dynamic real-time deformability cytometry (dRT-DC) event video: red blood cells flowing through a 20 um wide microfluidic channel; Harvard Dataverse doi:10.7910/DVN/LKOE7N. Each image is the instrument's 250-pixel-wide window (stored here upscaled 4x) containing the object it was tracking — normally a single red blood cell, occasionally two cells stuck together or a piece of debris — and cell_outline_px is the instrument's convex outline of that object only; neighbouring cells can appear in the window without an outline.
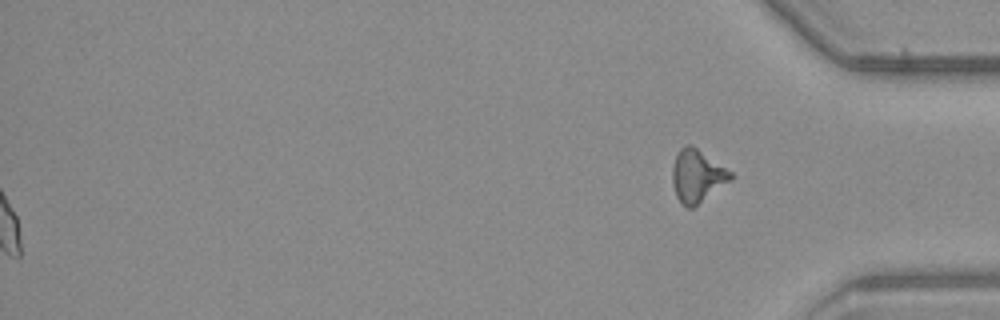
{"species": "common noctule bat (a hibernating species)", "species_latin": "Nyctalus noctula", "temperature_condition": "warm", "stored_images_in_passage": 54, "segment_of_instrument_passage": [2, 2], "camera_frame_rate_fps": 3000, "um_per_image_px": 0.085, "animal": {"sex": "male", "body_mass_g": 23.1, "forearm_length_mm": 52.7}, "frame": {"image": 1, "passage_image": 54, "time_ms": 17.667, "image_size_px": [1000, 320], "cell_outline_px": [[736, 176], [732, 180], [692, 208], [688, 208], [676, 196], [672, 184], [672, 168], [676, 156], [680, 148], [684, 144], [692, 144], [732, 172]], "centroid_in_image_um": [59.27, 14.93], "position_along_channel_um": 375.9, "area_um2": 17.92}}